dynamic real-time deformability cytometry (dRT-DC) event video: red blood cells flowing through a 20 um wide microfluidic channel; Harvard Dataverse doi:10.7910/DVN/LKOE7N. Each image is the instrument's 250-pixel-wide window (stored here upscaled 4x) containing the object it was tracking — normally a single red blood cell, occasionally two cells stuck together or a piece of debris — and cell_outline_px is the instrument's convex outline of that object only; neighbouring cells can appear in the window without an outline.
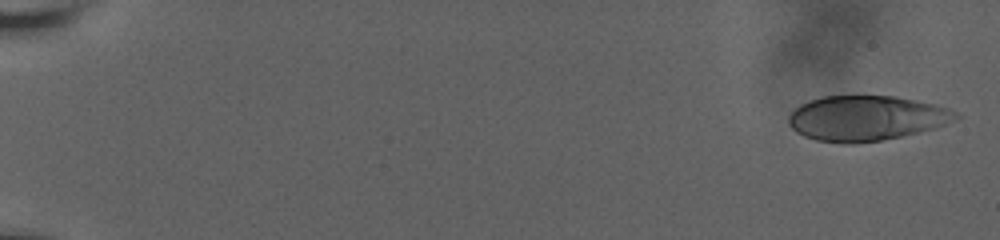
{"species": "human", "species_latin": "Homo sapiens", "temperature_condition": "room temperature", "stored_images_in_passage": 11, "camera_frame_rate_fps": 3000, "um_per_image_px": 0.085, "donor": {"sex": "male"}, "frame": {"image": 1, "passage_image": 1, "time_ms": 0.0, "image_size_px": [1000, 240], "cell_outline_px": [[960, 116], [944, 124], [920, 132], [880, 140], [852, 144], [844, 144], [816, 140], [804, 136], [796, 132], [788, 124], [788, 116], [800, 104], [824, 96], [892, 96], [932, 104], [948, 108], [956, 112]], "centroid_in_image_um": [73.57, 10.05], "position_along_channel_um": 11.4, "area_um2": 43.41}}